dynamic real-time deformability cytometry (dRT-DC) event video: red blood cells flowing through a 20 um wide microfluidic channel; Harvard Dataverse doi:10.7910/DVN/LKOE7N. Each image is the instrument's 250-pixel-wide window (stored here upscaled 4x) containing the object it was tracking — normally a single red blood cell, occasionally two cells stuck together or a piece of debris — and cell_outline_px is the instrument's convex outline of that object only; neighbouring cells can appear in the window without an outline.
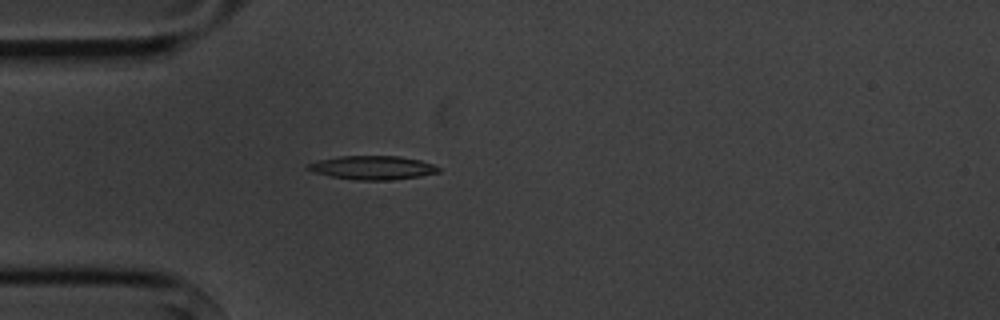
{"species": "common noctule bat (a hibernating species)", "species_latin": "Nyctalus noctula", "temperature_condition": "cold", "stored_images_in_passage": 3, "camera_frame_rate_fps": 3000, "um_per_image_px": 0.085, "animal": {"sex": "male", "body_mass_g": 20.1, "forearm_length_mm": 53.5}, "frame": {"image": 1, "passage_image": 3, "time_ms": 2.333, "image_size_px": [1000, 320], "cell_outline_px": [[440, 172], [420, 176], [388, 180], [356, 180], [332, 176], [316, 172], [304, 168], [308, 164], [316, 160], [340, 156], [400, 156], [420, 160], [432, 164], [440, 168]], "centroid_in_image_um": [31.67, 14.24], "position_along_channel_um": 53.3, "area_um2": 17.98}}